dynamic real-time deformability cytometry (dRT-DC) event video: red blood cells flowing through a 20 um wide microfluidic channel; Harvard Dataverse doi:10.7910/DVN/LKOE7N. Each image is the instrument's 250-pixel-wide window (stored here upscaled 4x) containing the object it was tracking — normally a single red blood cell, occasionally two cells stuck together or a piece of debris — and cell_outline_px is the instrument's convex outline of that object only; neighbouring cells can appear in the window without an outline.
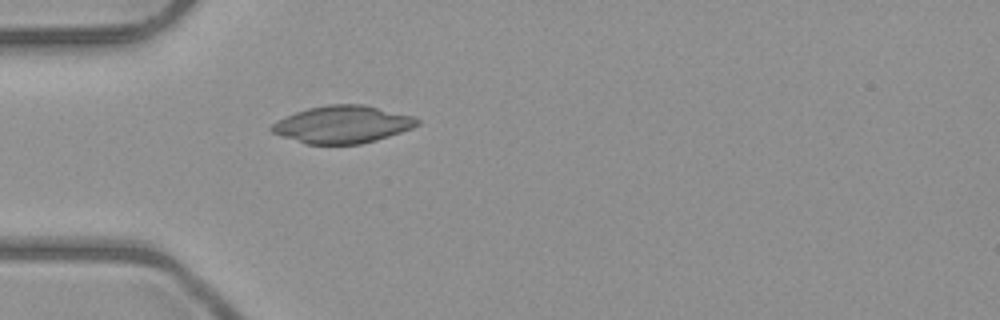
{"species": "common noctule bat (a hibernating species)", "species_latin": "Nyctalus noctula", "temperature_condition": "room temperature", "stored_images_in_passage": 1, "camera_frame_rate_fps": 3000, "um_per_image_px": 0.085, "animal": {"sex": "male", "body_mass_g": 23.1, "forearm_length_mm": 52.7}, "frame": {"image": 1, "passage_image": 1, "time_ms": 0.0, "image_size_px": [1000, 320], "cell_outline_px": [[420, 124], [412, 128], [376, 140], [360, 144], [308, 144], [272, 132], [268, 128], [272, 124], [284, 116], [308, 108], [328, 104], [364, 104], [412, 116], [420, 120]], "centroid_in_image_um": [29.11, 10.57], "position_along_channel_um": 55.9, "area_um2": 31.5}}